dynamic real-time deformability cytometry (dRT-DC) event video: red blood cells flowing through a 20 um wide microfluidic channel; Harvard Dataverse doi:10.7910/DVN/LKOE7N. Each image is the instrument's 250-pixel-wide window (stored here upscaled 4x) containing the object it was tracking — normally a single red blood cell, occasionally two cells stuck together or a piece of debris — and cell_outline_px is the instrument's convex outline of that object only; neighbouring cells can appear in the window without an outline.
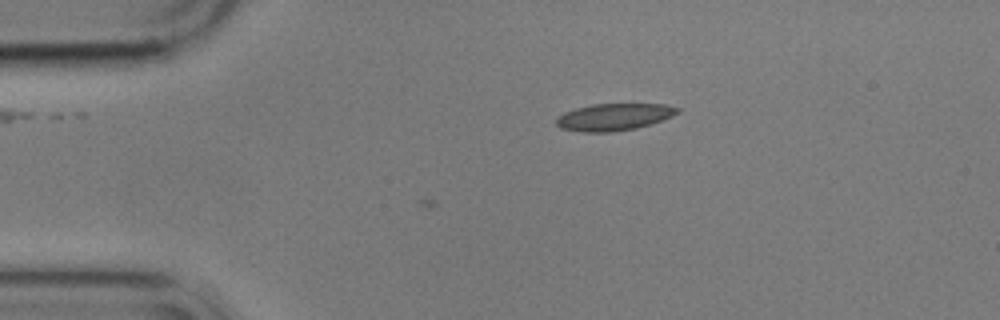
{"species": "common noctule bat (a hibernating species)", "species_latin": "Nyctalus noctula", "temperature_condition": "cold", "stored_images_in_passage": 3, "camera_frame_rate_fps": 3000, "um_per_image_px": 0.085, "animal": {"sex": "male", "body_mass_g": 17.9}, "frame": {"image": 1, "passage_image": 1, "time_ms": 0.0, "image_size_px": [1000, 320], "cell_outline_px": [[680, 112], [672, 116], [636, 128], [612, 132], [580, 132], [560, 128], [556, 124], [556, 120], [564, 112], [576, 108], [592, 104], [664, 104], [680, 108]], "centroid_in_image_um": [52.17, 9.94], "position_along_channel_um": 32.8, "area_um2": 18.96}}